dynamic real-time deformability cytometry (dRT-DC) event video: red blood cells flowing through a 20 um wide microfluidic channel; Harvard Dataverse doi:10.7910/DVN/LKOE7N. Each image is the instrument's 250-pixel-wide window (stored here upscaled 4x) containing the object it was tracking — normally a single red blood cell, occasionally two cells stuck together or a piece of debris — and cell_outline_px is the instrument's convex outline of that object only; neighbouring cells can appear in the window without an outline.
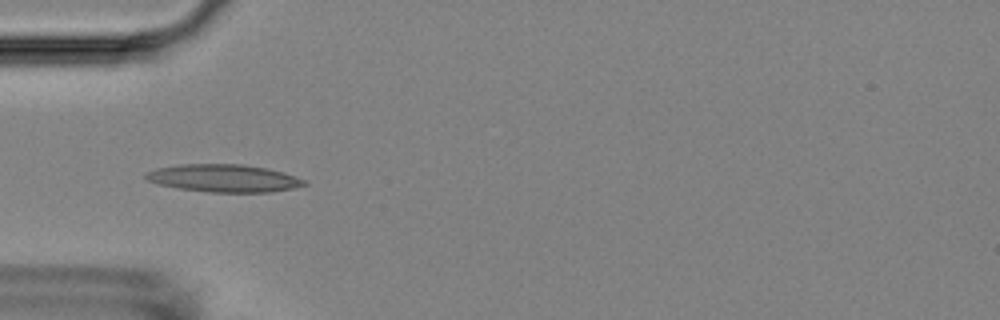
{"species": "Egyptian fruit bat (a non-hibernating species)", "species_latin": "Rousettus aegyptiacus", "temperature_condition": "room temperature", "stored_images_in_passage": 10, "camera_frame_rate_fps": 3000, "um_per_image_px": 0.085, "animal": {"sex": "female"}, "frame": {"image": 1, "passage_image": 5, "time_ms": 4.667, "image_size_px": [1000, 320], "cell_outline_px": [[308, 184], [292, 188], [268, 192], [208, 192], [180, 188], [156, 184], [148, 180], [144, 176], [144, 172], [156, 168], [180, 164], [240, 164], [264, 168], [280, 172], [304, 180]], "centroid_in_image_um": [18.93, 15.14], "position_along_channel_um": 66.1, "area_um2": 25.2}}
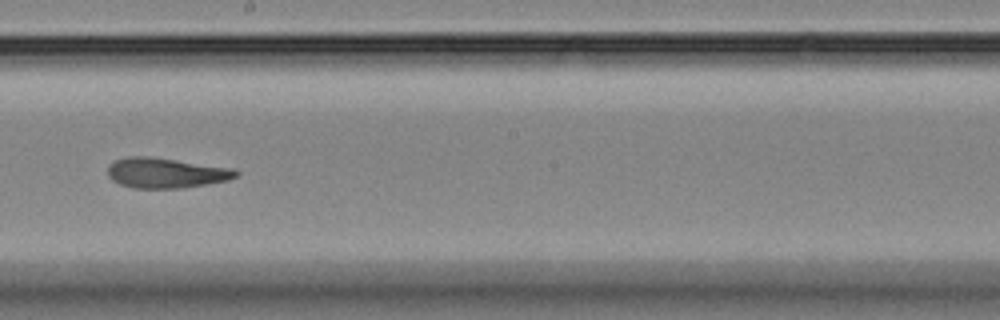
{"frame": {"image": 2, "passage_image": 9, "time_ms": 9.333, "image_size_px": [1000, 320], "cell_outline_px": [[240, 172], [236, 176], [228, 180], [184, 188], [132, 188], [120, 184], [112, 180], [108, 176], [108, 164], [116, 160], [128, 156], [148, 156], [232, 168]], "centroid_in_image_um": [14.07, 14.7], "position_along_channel_um": 234.1, "area_um2": 22.48}}
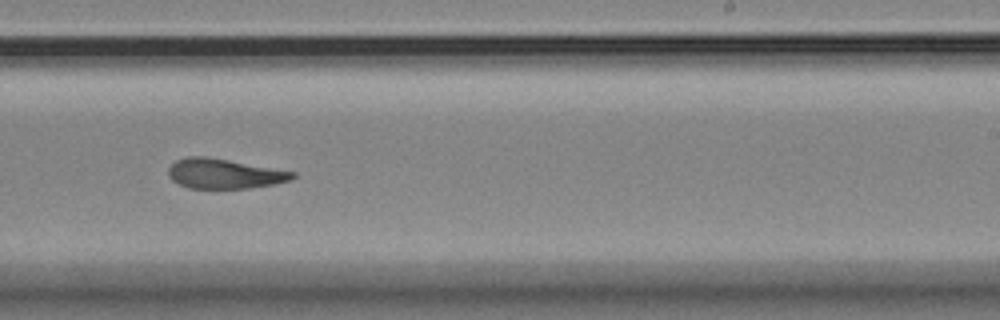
{"frame": {"image": 3, "passage_image": 10, "time_ms": 10.333, "image_size_px": [1000, 320], "cell_outline_px": [[296, 176], [292, 180], [276, 184], [248, 188], [188, 188], [172, 180], [168, 176], [168, 168], [176, 160], [188, 156], [204, 156], [228, 160], [296, 172]], "centroid_in_image_um": [19.07, 14.76], "position_along_channel_um": 269.9, "area_um2": 21.56}}